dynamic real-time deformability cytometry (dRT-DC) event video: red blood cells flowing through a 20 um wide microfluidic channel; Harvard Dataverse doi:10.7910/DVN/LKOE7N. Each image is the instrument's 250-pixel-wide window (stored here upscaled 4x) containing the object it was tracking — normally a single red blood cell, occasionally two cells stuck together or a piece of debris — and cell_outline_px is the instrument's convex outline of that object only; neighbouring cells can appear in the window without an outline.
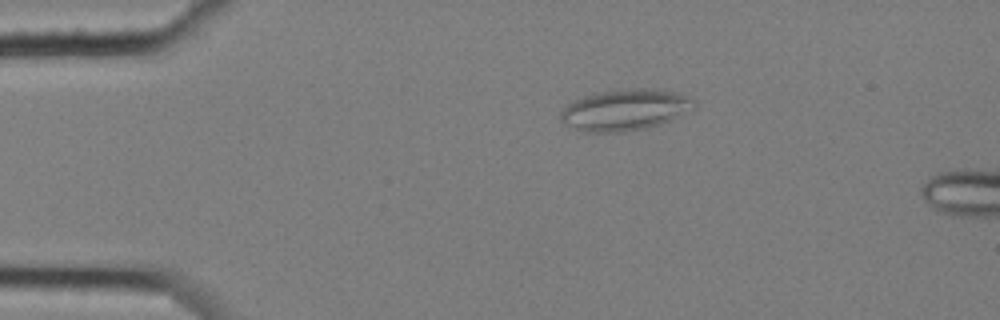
{"species": "common noctule bat (a hibernating species)", "species_latin": "Nyctalus noctula", "temperature_condition": "cold", "stored_images_in_passage": 2, "camera_frame_rate_fps": 3000, "um_per_image_px": 0.085, "animal": {"sex": "female", "body_mass_g": 25.1}, "frame": {"image": 1, "passage_image": 1, "time_ms": 0.0, "image_size_px": [1000, 320], "cell_outline_px": [[696, 108], [692, 112], [660, 124], [644, 128], [620, 132], [584, 132], [560, 120], [560, 112], [568, 104], [584, 96], [604, 92], [636, 88], [644, 88], [676, 92], [688, 96], [696, 100]], "centroid_in_image_um": [53.22, 9.34], "position_along_channel_um": 31.8, "area_um2": 31.85}}